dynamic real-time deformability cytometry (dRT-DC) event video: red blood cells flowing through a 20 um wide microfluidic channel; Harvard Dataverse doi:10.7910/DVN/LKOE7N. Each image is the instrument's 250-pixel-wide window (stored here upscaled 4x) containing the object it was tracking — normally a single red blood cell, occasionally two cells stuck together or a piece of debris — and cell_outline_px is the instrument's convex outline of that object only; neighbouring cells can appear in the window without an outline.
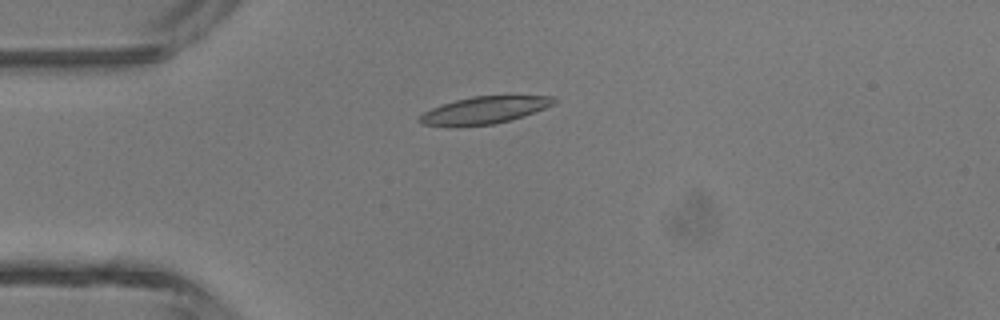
{"species": "common noctule bat (a hibernating species)", "species_latin": "Nyctalus noctula", "temperature_condition": "room temperature", "stored_images_in_passage": 4, "camera_frame_rate_fps": 3000, "um_per_image_px": 0.085, "animal": {"sex": "male", "body_mass_g": 13.3}, "frame": {"image": 1, "passage_image": 3, "time_ms": 3.333, "image_size_px": [1000, 320], "cell_outline_px": [[560, 100], [556, 104], [524, 116], [512, 120], [492, 124], [460, 128], [448, 128], [420, 124], [416, 120], [424, 112], [440, 104], [472, 96], [556, 96]], "centroid_in_image_um": [41.14, 9.4], "position_along_channel_um": 43.9, "area_um2": 22.08}}